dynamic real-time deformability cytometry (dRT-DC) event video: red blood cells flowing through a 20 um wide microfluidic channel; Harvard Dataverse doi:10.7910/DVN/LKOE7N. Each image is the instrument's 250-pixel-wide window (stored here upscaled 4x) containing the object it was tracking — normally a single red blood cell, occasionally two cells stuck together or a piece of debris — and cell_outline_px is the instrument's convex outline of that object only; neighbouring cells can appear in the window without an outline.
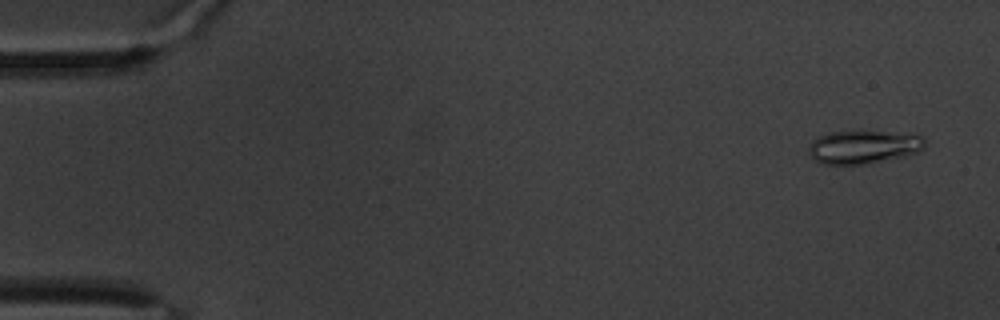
{"species": "common noctule bat (a hibernating species)", "species_latin": "Nyctalus noctula", "temperature_condition": "warm", "stored_images_in_passage": 62, "camera_frame_rate_fps": 3000, "um_per_image_px": 0.085, "animal": {"sex": "male", "body_mass_g": 20.1, "forearm_length_mm": 53.5}, "frame": {"image": 1, "passage_image": 3, "time_ms": 0.667, "image_size_px": [1000, 320], "cell_outline_px": [[924, 148], [916, 152], [904, 156], [864, 164], [824, 164], [816, 160], [808, 152], [808, 148], [812, 140], [816, 136], [832, 132], [880, 132], [924, 136]], "centroid_in_image_um": [73.34, 12.5], "position_along_channel_um": 11.7, "area_um2": 22.02}}
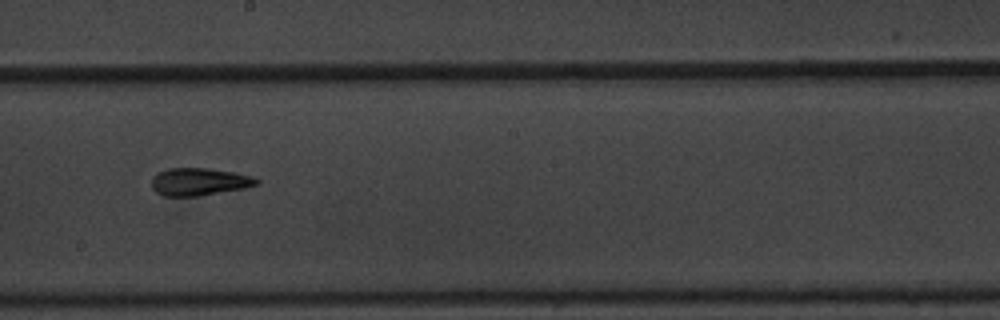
{"frame": {"image": 2, "passage_image": 35, "time_ms": 11.333, "image_size_px": [1000, 320], "cell_outline_px": [[260, 184], [244, 188], [200, 196], [164, 196], [156, 192], [152, 188], [152, 176], [156, 172], [168, 168], [208, 168], [236, 172], [252, 176], [260, 180]], "centroid_in_image_um": [16.93, 15.44], "position_along_channel_um": 231.3, "area_um2": 17.11}}
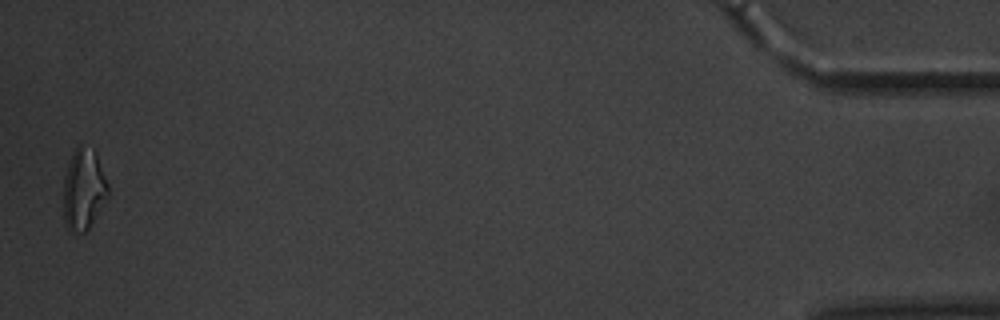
{"frame": {"image": 3, "passage_image": 61, "time_ms": 20.0, "image_size_px": [1000, 320], "cell_outline_px": [[108, 196], [88, 228], [84, 232], [72, 232], [64, 224], [64, 176], [68, 164], [76, 148], [80, 144], [96, 152], [108, 184]], "centroid_in_image_um": [7.1, 16.1], "position_along_channel_um": 428.1, "area_um2": 20.75}, "authors_computed_cell_mechanics": {"area_um2": 17.2533, "velocity_mm_per_s": 3.275, "shape_relaxation_time_tau1_ms": 10.0719, "shape_relaxation_time_tau2_ms": 3.1514, "deformation_change_tau1": 0.2166, "deformation_change_tau2": 0.1143}}